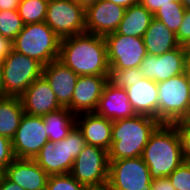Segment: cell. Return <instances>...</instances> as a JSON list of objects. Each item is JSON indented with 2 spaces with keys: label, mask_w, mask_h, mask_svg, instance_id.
<instances>
[{
  "label": "cell",
  "mask_w": 190,
  "mask_h": 190,
  "mask_svg": "<svg viewBox=\"0 0 190 190\" xmlns=\"http://www.w3.org/2000/svg\"><path fill=\"white\" fill-rule=\"evenodd\" d=\"M182 121L186 124L190 126V108L189 111L187 113V115L182 119Z\"/></svg>",
  "instance_id": "obj_44"
},
{
  "label": "cell",
  "mask_w": 190,
  "mask_h": 190,
  "mask_svg": "<svg viewBox=\"0 0 190 190\" xmlns=\"http://www.w3.org/2000/svg\"><path fill=\"white\" fill-rule=\"evenodd\" d=\"M172 1L175 0H140L139 3L154 15L161 6L172 4Z\"/></svg>",
  "instance_id": "obj_35"
},
{
  "label": "cell",
  "mask_w": 190,
  "mask_h": 190,
  "mask_svg": "<svg viewBox=\"0 0 190 190\" xmlns=\"http://www.w3.org/2000/svg\"><path fill=\"white\" fill-rule=\"evenodd\" d=\"M95 113L111 121L130 118L136 115L129 102L126 90L116 88L108 82L103 88Z\"/></svg>",
  "instance_id": "obj_19"
},
{
  "label": "cell",
  "mask_w": 190,
  "mask_h": 190,
  "mask_svg": "<svg viewBox=\"0 0 190 190\" xmlns=\"http://www.w3.org/2000/svg\"><path fill=\"white\" fill-rule=\"evenodd\" d=\"M185 8H190V0H180Z\"/></svg>",
  "instance_id": "obj_45"
},
{
  "label": "cell",
  "mask_w": 190,
  "mask_h": 190,
  "mask_svg": "<svg viewBox=\"0 0 190 190\" xmlns=\"http://www.w3.org/2000/svg\"><path fill=\"white\" fill-rule=\"evenodd\" d=\"M59 60L78 76H108L110 69L104 36L87 32L61 39Z\"/></svg>",
  "instance_id": "obj_1"
},
{
  "label": "cell",
  "mask_w": 190,
  "mask_h": 190,
  "mask_svg": "<svg viewBox=\"0 0 190 190\" xmlns=\"http://www.w3.org/2000/svg\"><path fill=\"white\" fill-rule=\"evenodd\" d=\"M48 2L49 0H20L17 11L24 24L45 21Z\"/></svg>",
  "instance_id": "obj_27"
},
{
  "label": "cell",
  "mask_w": 190,
  "mask_h": 190,
  "mask_svg": "<svg viewBox=\"0 0 190 190\" xmlns=\"http://www.w3.org/2000/svg\"><path fill=\"white\" fill-rule=\"evenodd\" d=\"M107 77L98 75L78 76L71 103L66 107L78 120L82 117L79 115L81 112L96 111L103 88L107 83Z\"/></svg>",
  "instance_id": "obj_15"
},
{
  "label": "cell",
  "mask_w": 190,
  "mask_h": 190,
  "mask_svg": "<svg viewBox=\"0 0 190 190\" xmlns=\"http://www.w3.org/2000/svg\"><path fill=\"white\" fill-rule=\"evenodd\" d=\"M70 174L86 186H100L108 183L109 158L108 151L86 144L74 159Z\"/></svg>",
  "instance_id": "obj_9"
},
{
  "label": "cell",
  "mask_w": 190,
  "mask_h": 190,
  "mask_svg": "<svg viewBox=\"0 0 190 190\" xmlns=\"http://www.w3.org/2000/svg\"><path fill=\"white\" fill-rule=\"evenodd\" d=\"M184 163L188 166L190 170V159H184Z\"/></svg>",
  "instance_id": "obj_47"
},
{
  "label": "cell",
  "mask_w": 190,
  "mask_h": 190,
  "mask_svg": "<svg viewBox=\"0 0 190 190\" xmlns=\"http://www.w3.org/2000/svg\"><path fill=\"white\" fill-rule=\"evenodd\" d=\"M168 178L176 190H190V170L184 162Z\"/></svg>",
  "instance_id": "obj_31"
},
{
  "label": "cell",
  "mask_w": 190,
  "mask_h": 190,
  "mask_svg": "<svg viewBox=\"0 0 190 190\" xmlns=\"http://www.w3.org/2000/svg\"><path fill=\"white\" fill-rule=\"evenodd\" d=\"M178 132L181 141L182 156L184 159H190V126L182 120L172 123Z\"/></svg>",
  "instance_id": "obj_33"
},
{
  "label": "cell",
  "mask_w": 190,
  "mask_h": 190,
  "mask_svg": "<svg viewBox=\"0 0 190 190\" xmlns=\"http://www.w3.org/2000/svg\"><path fill=\"white\" fill-rule=\"evenodd\" d=\"M47 142L43 117L24 113L12 139L15 158L34 159Z\"/></svg>",
  "instance_id": "obj_12"
},
{
  "label": "cell",
  "mask_w": 190,
  "mask_h": 190,
  "mask_svg": "<svg viewBox=\"0 0 190 190\" xmlns=\"http://www.w3.org/2000/svg\"><path fill=\"white\" fill-rule=\"evenodd\" d=\"M24 25L17 10L0 11V35L4 38L13 42Z\"/></svg>",
  "instance_id": "obj_28"
},
{
  "label": "cell",
  "mask_w": 190,
  "mask_h": 190,
  "mask_svg": "<svg viewBox=\"0 0 190 190\" xmlns=\"http://www.w3.org/2000/svg\"><path fill=\"white\" fill-rule=\"evenodd\" d=\"M187 55L186 47L181 45L162 55L147 54L141 62L139 70L144 78L159 83L183 74Z\"/></svg>",
  "instance_id": "obj_13"
},
{
  "label": "cell",
  "mask_w": 190,
  "mask_h": 190,
  "mask_svg": "<svg viewBox=\"0 0 190 190\" xmlns=\"http://www.w3.org/2000/svg\"><path fill=\"white\" fill-rule=\"evenodd\" d=\"M186 50L190 53V43L186 46Z\"/></svg>",
  "instance_id": "obj_48"
},
{
  "label": "cell",
  "mask_w": 190,
  "mask_h": 190,
  "mask_svg": "<svg viewBox=\"0 0 190 190\" xmlns=\"http://www.w3.org/2000/svg\"><path fill=\"white\" fill-rule=\"evenodd\" d=\"M42 76L49 83L59 104L67 107L71 103L78 75L59 59H56L43 66Z\"/></svg>",
  "instance_id": "obj_18"
},
{
  "label": "cell",
  "mask_w": 190,
  "mask_h": 190,
  "mask_svg": "<svg viewBox=\"0 0 190 190\" xmlns=\"http://www.w3.org/2000/svg\"><path fill=\"white\" fill-rule=\"evenodd\" d=\"M143 40L146 53L155 56L162 55L180 46L176 34L154 17L144 33Z\"/></svg>",
  "instance_id": "obj_22"
},
{
  "label": "cell",
  "mask_w": 190,
  "mask_h": 190,
  "mask_svg": "<svg viewBox=\"0 0 190 190\" xmlns=\"http://www.w3.org/2000/svg\"><path fill=\"white\" fill-rule=\"evenodd\" d=\"M104 39L111 69L120 71L133 67L139 68L147 55L144 40L141 37L113 32L105 35Z\"/></svg>",
  "instance_id": "obj_10"
},
{
  "label": "cell",
  "mask_w": 190,
  "mask_h": 190,
  "mask_svg": "<svg viewBox=\"0 0 190 190\" xmlns=\"http://www.w3.org/2000/svg\"><path fill=\"white\" fill-rule=\"evenodd\" d=\"M108 1L127 9L132 5L138 4L140 0H108Z\"/></svg>",
  "instance_id": "obj_40"
},
{
  "label": "cell",
  "mask_w": 190,
  "mask_h": 190,
  "mask_svg": "<svg viewBox=\"0 0 190 190\" xmlns=\"http://www.w3.org/2000/svg\"><path fill=\"white\" fill-rule=\"evenodd\" d=\"M86 190H111V187L108 183L100 186H87Z\"/></svg>",
  "instance_id": "obj_43"
},
{
  "label": "cell",
  "mask_w": 190,
  "mask_h": 190,
  "mask_svg": "<svg viewBox=\"0 0 190 190\" xmlns=\"http://www.w3.org/2000/svg\"><path fill=\"white\" fill-rule=\"evenodd\" d=\"M141 157L149 168L152 180L168 177L184 162L176 127L161 123L151 134Z\"/></svg>",
  "instance_id": "obj_2"
},
{
  "label": "cell",
  "mask_w": 190,
  "mask_h": 190,
  "mask_svg": "<svg viewBox=\"0 0 190 190\" xmlns=\"http://www.w3.org/2000/svg\"><path fill=\"white\" fill-rule=\"evenodd\" d=\"M83 119L77 120L76 125L81 130L86 144L109 150L112 142L113 121L95 112L81 113Z\"/></svg>",
  "instance_id": "obj_21"
},
{
  "label": "cell",
  "mask_w": 190,
  "mask_h": 190,
  "mask_svg": "<svg viewBox=\"0 0 190 190\" xmlns=\"http://www.w3.org/2000/svg\"><path fill=\"white\" fill-rule=\"evenodd\" d=\"M154 15L140 3L132 5L125 10L124 17L116 32L132 37L143 38Z\"/></svg>",
  "instance_id": "obj_23"
},
{
  "label": "cell",
  "mask_w": 190,
  "mask_h": 190,
  "mask_svg": "<svg viewBox=\"0 0 190 190\" xmlns=\"http://www.w3.org/2000/svg\"><path fill=\"white\" fill-rule=\"evenodd\" d=\"M12 49H13L12 41L0 35V64L2 63L3 59L10 54V51Z\"/></svg>",
  "instance_id": "obj_37"
},
{
  "label": "cell",
  "mask_w": 190,
  "mask_h": 190,
  "mask_svg": "<svg viewBox=\"0 0 190 190\" xmlns=\"http://www.w3.org/2000/svg\"><path fill=\"white\" fill-rule=\"evenodd\" d=\"M125 10L126 8L108 0H98L85 10L86 32L98 36L116 32Z\"/></svg>",
  "instance_id": "obj_14"
},
{
  "label": "cell",
  "mask_w": 190,
  "mask_h": 190,
  "mask_svg": "<svg viewBox=\"0 0 190 190\" xmlns=\"http://www.w3.org/2000/svg\"><path fill=\"white\" fill-rule=\"evenodd\" d=\"M86 185L79 183L70 173L49 175L46 190H86Z\"/></svg>",
  "instance_id": "obj_30"
},
{
  "label": "cell",
  "mask_w": 190,
  "mask_h": 190,
  "mask_svg": "<svg viewBox=\"0 0 190 190\" xmlns=\"http://www.w3.org/2000/svg\"><path fill=\"white\" fill-rule=\"evenodd\" d=\"M2 96L20 97L42 76L43 65L24 54L11 50L1 63Z\"/></svg>",
  "instance_id": "obj_6"
},
{
  "label": "cell",
  "mask_w": 190,
  "mask_h": 190,
  "mask_svg": "<svg viewBox=\"0 0 190 190\" xmlns=\"http://www.w3.org/2000/svg\"><path fill=\"white\" fill-rule=\"evenodd\" d=\"M185 6L180 0L172 1V4L161 6V8L154 14V18L160 20L168 29L175 34L182 24L185 14Z\"/></svg>",
  "instance_id": "obj_26"
},
{
  "label": "cell",
  "mask_w": 190,
  "mask_h": 190,
  "mask_svg": "<svg viewBox=\"0 0 190 190\" xmlns=\"http://www.w3.org/2000/svg\"><path fill=\"white\" fill-rule=\"evenodd\" d=\"M46 134L50 142H59L67 137L72 128L76 125V116L63 107L57 111L43 115Z\"/></svg>",
  "instance_id": "obj_25"
},
{
  "label": "cell",
  "mask_w": 190,
  "mask_h": 190,
  "mask_svg": "<svg viewBox=\"0 0 190 190\" xmlns=\"http://www.w3.org/2000/svg\"><path fill=\"white\" fill-rule=\"evenodd\" d=\"M143 74L139 68L133 67L126 70L109 69L107 82L116 88H127L133 85V82L143 79Z\"/></svg>",
  "instance_id": "obj_29"
},
{
  "label": "cell",
  "mask_w": 190,
  "mask_h": 190,
  "mask_svg": "<svg viewBox=\"0 0 190 190\" xmlns=\"http://www.w3.org/2000/svg\"><path fill=\"white\" fill-rule=\"evenodd\" d=\"M111 190H151L149 168L142 157L109 161Z\"/></svg>",
  "instance_id": "obj_11"
},
{
  "label": "cell",
  "mask_w": 190,
  "mask_h": 190,
  "mask_svg": "<svg viewBox=\"0 0 190 190\" xmlns=\"http://www.w3.org/2000/svg\"><path fill=\"white\" fill-rule=\"evenodd\" d=\"M13 50L34 58L43 66L59 59L61 38L45 23H31L16 36Z\"/></svg>",
  "instance_id": "obj_4"
},
{
  "label": "cell",
  "mask_w": 190,
  "mask_h": 190,
  "mask_svg": "<svg viewBox=\"0 0 190 190\" xmlns=\"http://www.w3.org/2000/svg\"><path fill=\"white\" fill-rule=\"evenodd\" d=\"M25 114L43 116L63 108L47 80L41 76L20 96Z\"/></svg>",
  "instance_id": "obj_16"
},
{
  "label": "cell",
  "mask_w": 190,
  "mask_h": 190,
  "mask_svg": "<svg viewBox=\"0 0 190 190\" xmlns=\"http://www.w3.org/2000/svg\"><path fill=\"white\" fill-rule=\"evenodd\" d=\"M84 10L94 5L98 0H75Z\"/></svg>",
  "instance_id": "obj_42"
},
{
  "label": "cell",
  "mask_w": 190,
  "mask_h": 190,
  "mask_svg": "<svg viewBox=\"0 0 190 190\" xmlns=\"http://www.w3.org/2000/svg\"><path fill=\"white\" fill-rule=\"evenodd\" d=\"M45 23L61 39L82 34L85 10L75 0H49Z\"/></svg>",
  "instance_id": "obj_8"
},
{
  "label": "cell",
  "mask_w": 190,
  "mask_h": 190,
  "mask_svg": "<svg viewBox=\"0 0 190 190\" xmlns=\"http://www.w3.org/2000/svg\"><path fill=\"white\" fill-rule=\"evenodd\" d=\"M0 190H24L18 184L10 181L3 173L0 174Z\"/></svg>",
  "instance_id": "obj_38"
},
{
  "label": "cell",
  "mask_w": 190,
  "mask_h": 190,
  "mask_svg": "<svg viewBox=\"0 0 190 190\" xmlns=\"http://www.w3.org/2000/svg\"><path fill=\"white\" fill-rule=\"evenodd\" d=\"M160 124L155 118L137 114L113 121L109 161L141 157L151 134Z\"/></svg>",
  "instance_id": "obj_3"
},
{
  "label": "cell",
  "mask_w": 190,
  "mask_h": 190,
  "mask_svg": "<svg viewBox=\"0 0 190 190\" xmlns=\"http://www.w3.org/2000/svg\"><path fill=\"white\" fill-rule=\"evenodd\" d=\"M24 113L20 97L0 96V135L12 140Z\"/></svg>",
  "instance_id": "obj_24"
},
{
  "label": "cell",
  "mask_w": 190,
  "mask_h": 190,
  "mask_svg": "<svg viewBox=\"0 0 190 190\" xmlns=\"http://www.w3.org/2000/svg\"><path fill=\"white\" fill-rule=\"evenodd\" d=\"M24 190H46L49 175L34 159L15 158L3 172Z\"/></svg>",
  "instance_id": "obj_17"
},
{
  "label": "cell",
  "mask_w": 190,
  "mask_h": 190,
  "mask_svg": "<svg viewBox=\"0 0 190 190\" xmlns=\"http://www.w3.org/2000/svg\"><path fill=\"white\" fill-rule=\"evenodd\" d=\"M0 96H2V72H1V64H0Z\"/></svg>",
  "instance_id": "obj_46"
},
{
  "label": "cell",
  "mask_w": 190,
  "mask_h": 190,
  "mask_svg": "<svg viewBox=\"0 0 190 190\" xmlns=\"http://www.w3.org/2000/svg\"><path fill=\"white\" fill-rule=\"evenodd\" d=\"M151 190H176L168 177L156 178L152 180Z\"/></svg>",
  "instance_id": "obj_36"
},
{
  "label": "cell",
  "mask_w": 190,
  "mask_h": 190,
  "mask_svg": "<svg viewBox=\"0 0 190 190\" xmlns=\"http://www.w3.org/2000/svg\"><path fill=\"white\" fill-rule=\"evenodd\" d=\"M158 121L172 124L181 121L190 108V90L184 74L157 83Z\"/></svg>",
  "instance_id": "obj_7"
},
{
  "label": "cell",
  "mask_w": 190,
  "mask_h": 190,
  "mask_svg": "<svg viewBox=\"0 0 190 190\" xmlns=\"http://www.w3.org/2000/svg\"><path fill=\"white\" fill-rule=\"evenodd\" d=\"M86 141L81 130L75 125L67 137L59 142H47L34 158V161L48 174L70 173L74 159L85 147Z\"/></svg>",
  "instance_id": "obj_5"
},
{
  "label": "cell",
  "mask_w": 190,
  "mask_h": 190,
  "mask_svg": "<svg viewBox=\"0 0 190 190\" xmlns=\"http://www.w3.org/2000/svg\"><path fill=\"white\" fill-rule=\"evenodd\" d=\"M20 0H0V11L17 10Z\"/></svg>",
  "instance_id": "obj_39"
},
{
  "label": "cell",
  "mask_w": 190,
  "mask_h": 190,
  "mask_svg": "<svg viewBox=\"0 0 190 190\" xmlns=\"http://www.w3.org/2000/svg\"><path fill=\"white\" fill-rule=\"evenodd\" d=\"M176 38L181 46H187L190 43V8H186L181 26L179 27Z\"/></svg>",
  "instance_id": "obj_34"
},
{
  "label": "cell",
  "mask_w": 190,
  "mask_h": 190,
  "mask_svg": "<svg viewBox=\"0 0 190 190\" xmlns=\"http://www.w3.org/2000/svg\"><path fill=\"white\" fill-rule=\"evenodd\" d=\"M129 102L137 115L158 120V86L151 79L143 78L125 88Z\"/></svg>",
  "instance_id": "obj_20"
},
{
  "label": "cell",
  "mask_w": 190,
  "mask_h": 190,
  "mask_svg": "<svg viewBox=\"0 0 190 190\" xmlns=\"http://www.w3.org/2000/svg\"><path fill=\"white\" fill-rule=\"evenodd\" d=\"M186 81H187V85L189 87L190 90V53H188L186 61H185V65H184V72H183Z\"/></svg>",
  "instance_id": "obj_41"
},
{
  "label": "cell",
  "mask_w": 190,
  "mask_h": 190,
  "mask_svg": "<svg viewBox=\"0 0 190 190\" xmlns=\"http://www.w3.org/2000/svg\"><path fill=\"white\" fill-rule=\"evenodd\" d=\"M14 159L12 140L0 135V172L3 173Z\"/></svg>",
  "instance_id": "obj_32"
}]
</instances>
